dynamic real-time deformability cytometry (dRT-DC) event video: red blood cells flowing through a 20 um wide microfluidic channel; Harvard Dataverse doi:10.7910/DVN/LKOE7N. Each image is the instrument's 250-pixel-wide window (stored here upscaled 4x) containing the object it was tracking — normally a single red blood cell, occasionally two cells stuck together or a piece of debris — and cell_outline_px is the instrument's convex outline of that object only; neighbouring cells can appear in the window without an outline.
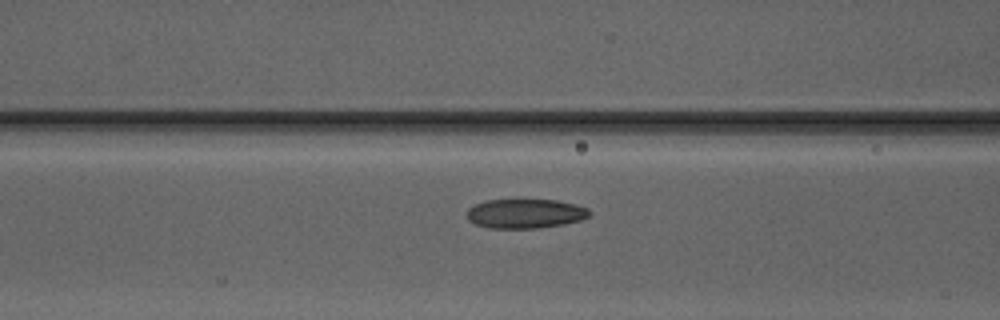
{"species": "Egyptian fruit bat (a non-hibernating species)", "species_latin": "Rousettus aegyptiacus", "temperature_condition": "warm", "stored_images_in_passage": 52, "camera_frame_rate_fps": 3000, "um_per_image_px": 0.085, "animal": {"sex": "male"}, "frame": {"image": 1, "passage_image": 23, "time_ms": 7.333, "image_size_px": [1000, 320], "cell_outline_px": [[592, 212], [588, 216], [580, 220], [564, 224], [536, 228], [488, 228], [476, 224], [468, 220], [468, 208], [484, 200], [516, 196], [556, 200], [576, 204], [588, 208]], "centroid_in_image_um": [44.63, 18.09], "position_along_channel_um": 122.0, "area_um2": 21.96}}
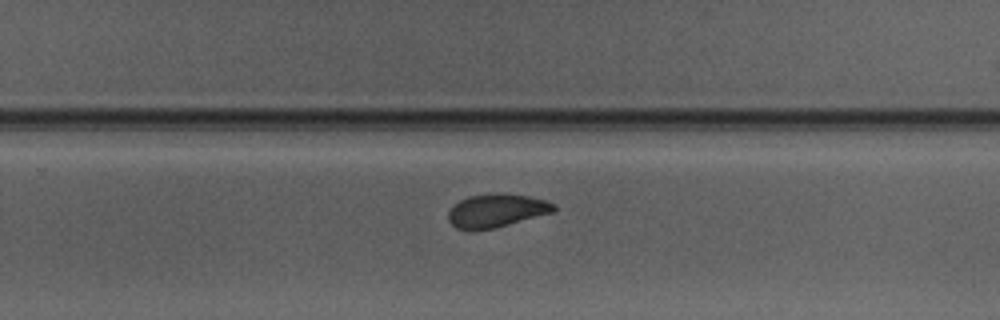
{"frame": {"image": 2, "passage_image": 35, "time_ms": 11.333, "image_size_px": [1000, 320], "cell_outline_px": [[556, 212], [496, 228], [456, 228], [448, 220], [448, 212], [460, 200], [468, 196], [528, 196], [544, 200], [556, 204]], "centroid_in_image_um": [42.27, 17.94], "position_along_channel_um": 287.5, "area_um2": 19.54}}
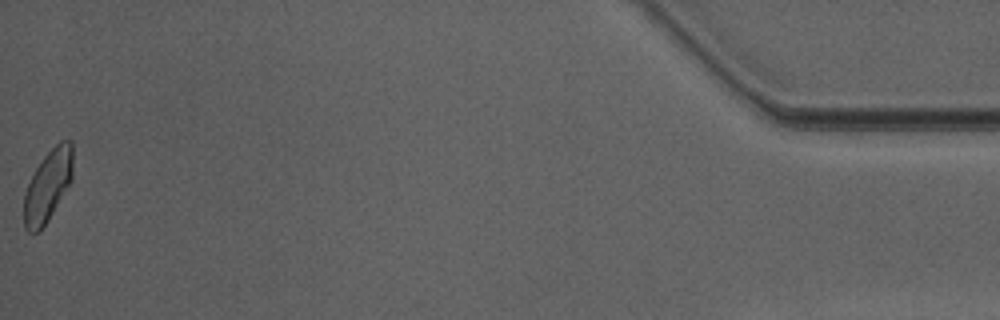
{"frame": {"image": 3, "passage_image": 52, "time_ms": 17.0, "image_size_px": [1000, 320], "cell_outline_px": [[72, 180], [48, 220], [36, 232], [28, 232], [24, 228], [24, 192], [36, 168], [44, 156], [60, 140], [72, 140]], "centroid_in_image_um": [4.07, 15.77], "position_along_channel_um": 431.1, "area_um2": 20.11}, "authors_computed_cell_mechanics": {"area_um2": 20.6346, "velocity_mm_per_s": 4.1547, "shape_relaxation_time_tau1_ms": 3.5757, "shape_relaxation_time_tau2_ms": 2.3925, "deformation_change_tau1": 0.1023, "deformation_change_tau2": 0.0542}}